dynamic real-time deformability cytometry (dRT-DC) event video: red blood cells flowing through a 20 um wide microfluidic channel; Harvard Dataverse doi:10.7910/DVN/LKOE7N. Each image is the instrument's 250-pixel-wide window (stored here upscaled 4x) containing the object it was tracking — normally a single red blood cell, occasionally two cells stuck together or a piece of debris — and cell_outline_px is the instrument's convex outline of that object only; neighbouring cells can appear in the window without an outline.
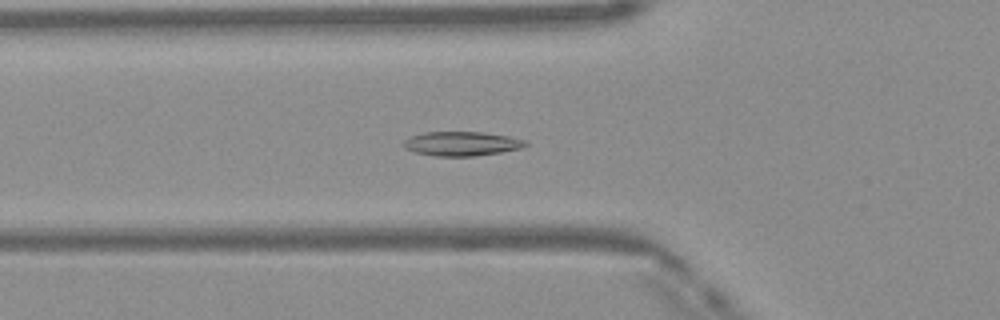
{"species": "Egyptian fruit bat (a non-hibernating species)", "species_latin": "Rousettus aegyptiacus", "temperature_condition": "warm", "stored_images_in_passage": 47, "camera_frame_rate_fps": 3000, "um_per_image_px": 0.085, "frame": {"image": 1, "passage_image": 15, "time_ms": 4.667, "image_size_px": [1000, 320], "cell_outline_px": [[528, 144], [520, 148], [500, 152], [476, 156], [436, 156], [416, 152], [404, 148], [400, 144], [408, 136], [424, 132], [484, 132], [508, 136], [528, 140]], "centroid_in_image_um": [39.21, 12.2], "position_along_channel_um": 86.6, "area_um2": 17.4}}
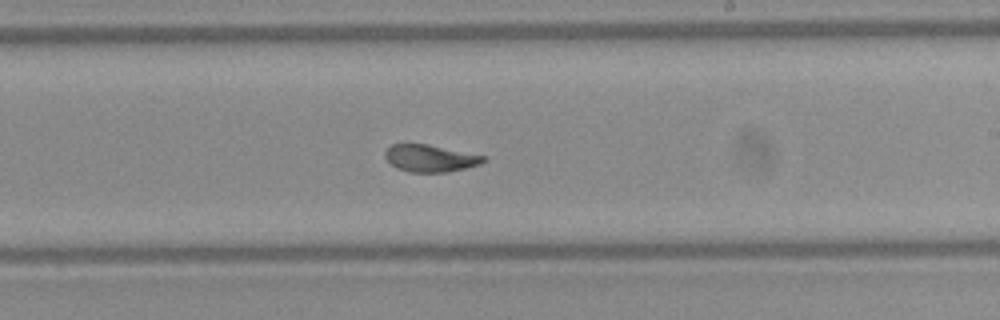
{"frame": {"image": 2, "passage_image": 27, "time_ms": 8.667, "image_size_px": [1000, 320], "cell_outline_px": [[488, 160], [480, 164], [448, 172], [408, 172], [396, 168], [384, 156], [384, 152], [392, 144], [428, 144], [484, 156]], "centroid_in_image_um": [36.56, 13.46], "position_along_channel_um": 252.4, "area_um2": 15.43}}
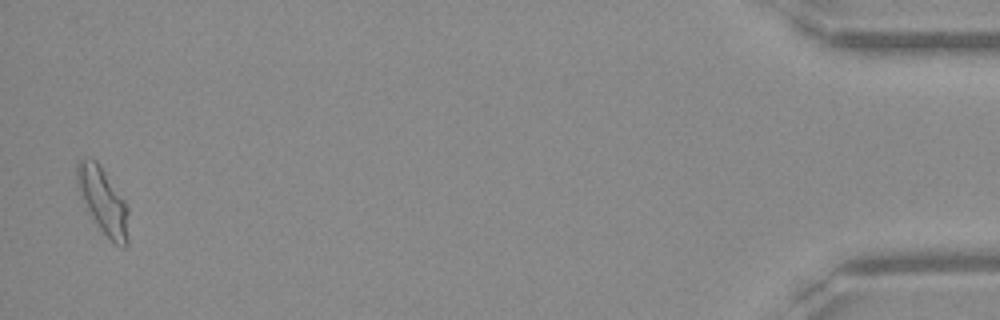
{"frame": {"image": 3, "passage_image": 46, "time_ms": 15.0, "image_size_px": [1000, 320], "cell_outline_px": [[128, 244], [124, 248], [116, 244], [100, 228], [92, 216], [76, 184], [76, 164], [80, 160], [96, 160], [100, 164], [124, 200], [128, 208]], "centroid_in_image_um": [8.78, 17.07], "position_along_channel_um": 426.4, "area_um2": 19.25}, "authors_computed_cell_mechanics": {"area_um2": 17.051, "velocity_mm_per_s": 4.1333, "shape_relaxation_time_tau1_ms": 6.6564, "shape_relaxation_time_tau2_ms": 1.4962, "deformation_change_tau1": 0.2044, "deformation_change_tau2": 0.0629}}